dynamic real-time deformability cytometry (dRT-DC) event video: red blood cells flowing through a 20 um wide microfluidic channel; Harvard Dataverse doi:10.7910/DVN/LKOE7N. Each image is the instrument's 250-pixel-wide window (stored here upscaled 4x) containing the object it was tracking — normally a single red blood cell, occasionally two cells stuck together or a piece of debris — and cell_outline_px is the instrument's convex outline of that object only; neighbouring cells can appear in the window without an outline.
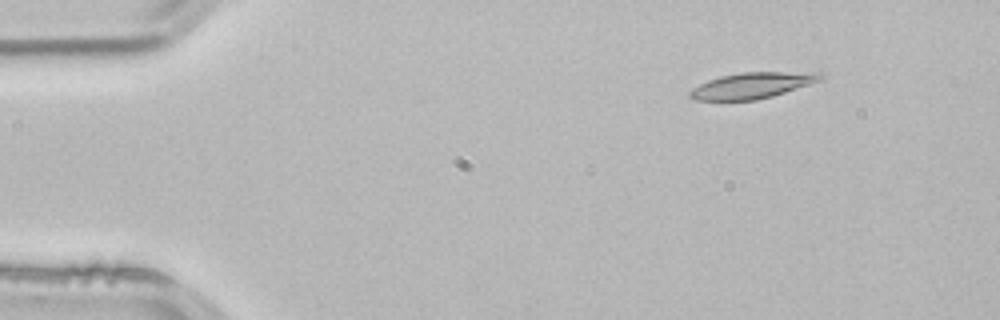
{"species": "common noctule bat (a hibernating species)", "species_latin": "Nyctalus noctula", "temperature_condition": "room temperature", "stored_images_in_passage": 3, "camera_frame_rate_fps": 3000, "um_per_image_px": 0.085, "animal": {"sex": "male", "body_mass_g": 21.5, "forearm_length_mm": 52.0}, "frame": {"image": 1, "passage_image": 1, "time_ms": 0.0, "image_size_px": [1000, 320], "cell_outline_px": [[824, 76], [820, 80], [772, 96], [756, 100], [696, 100], [688, 96], [688, 92], [692, 88], [708, 80], [720, 76], [740, 72], [820, 72]], "centroid_in_image_um": [63.89, 7.26], "position_along_channel_um": 21.1, "area_um2": 19.59}}